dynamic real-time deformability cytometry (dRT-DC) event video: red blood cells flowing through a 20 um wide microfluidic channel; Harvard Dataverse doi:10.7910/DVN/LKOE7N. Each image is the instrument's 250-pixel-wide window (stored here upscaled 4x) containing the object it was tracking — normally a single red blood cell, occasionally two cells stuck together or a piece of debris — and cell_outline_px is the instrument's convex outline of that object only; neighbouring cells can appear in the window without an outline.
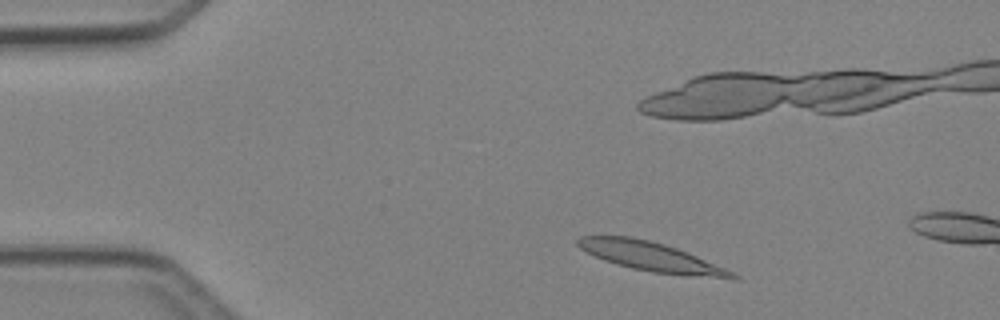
{"species": "Egyptian fruit bat (a non-hibernating species)", "species_latin": "Rousettus aegyptiacus", "temperature_condition": "cold", "stored_images_in_passage": 3, "camera_frame_rate_fps": 3000, "um_per_image_px": 0.085, "animal": {"sex": "female"}, "frame": {"image": 1, "passage_image": 1, "time_ms": 0.0, "image_size_px": [1000, 320], "cell_outline_px": [[740, 280], [736, 280], [652, 272], [632, 268], [616, 264], [604, 260], [580, 248], [576, 244], [576, 240], [580, 236], [628, 236], [648, 240], [664, 244], [676, 248], [696, 256], [724, 268], [740, 276]], "centroid_in_image_um": [55.36, 21.83], "position_along_channel_um": 29.6, "area_um2": 25.95}}